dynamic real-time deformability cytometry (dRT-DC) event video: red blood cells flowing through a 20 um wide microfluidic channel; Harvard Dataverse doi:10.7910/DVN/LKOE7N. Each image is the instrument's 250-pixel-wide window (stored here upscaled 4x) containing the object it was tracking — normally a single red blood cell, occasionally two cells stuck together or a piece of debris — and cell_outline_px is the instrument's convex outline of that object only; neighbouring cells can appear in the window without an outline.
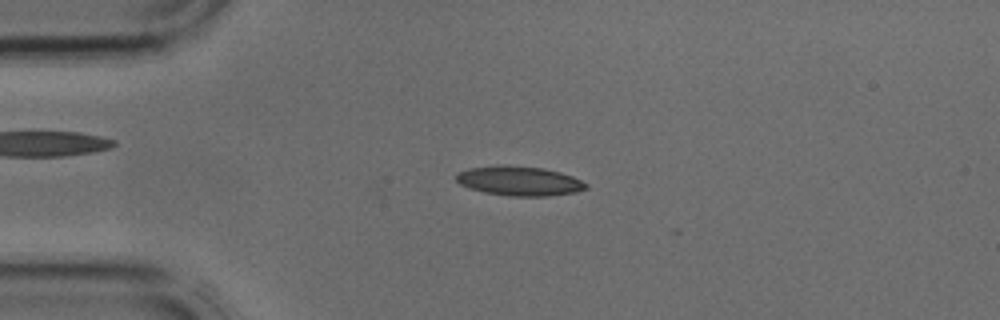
{"species": "common noctule bat (a hibernating species)", "species_latin": "Nyctalus noctula", "temperature_condition": "cold", "stored_images_in_passage": 1, "camera_frame_rate_fps": 3000, "um_per_image_px": 0.085, "animal": {"sex": "male", "body_mass_g": 17.9, "forearm_length_mm": 54.2}, "frame": {"image": 1, "passage_image": 1, "time_ms": 0.0, "image_size_px": [1000, 320], "cell_outline_px": [[588, 188], [576, 192], [548, 196], [508, 196], [484, 192], [468, 188], [460, 184], [456, 180], [456, 172], [468, 168], [500, 164], [504, 164], [544, 168], [560, 172], [572, 176], [588, 184]], "centroid_in_image_um": [44.11, 15.37], "position_along_channel_um": 40.9, "area_um2": 22.6}}